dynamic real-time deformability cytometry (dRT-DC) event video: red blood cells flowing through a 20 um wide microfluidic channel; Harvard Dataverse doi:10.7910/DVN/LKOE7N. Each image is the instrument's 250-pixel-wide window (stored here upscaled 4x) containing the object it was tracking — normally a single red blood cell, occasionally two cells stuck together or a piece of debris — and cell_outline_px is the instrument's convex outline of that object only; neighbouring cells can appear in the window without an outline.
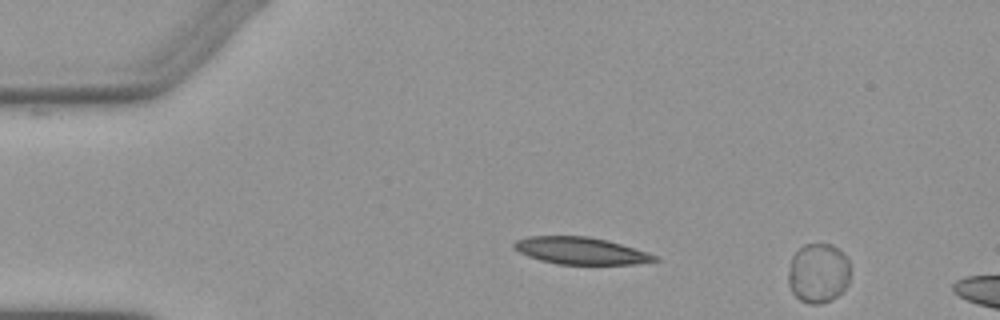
{"species": "Egyptian fruit bat (a non-hibernating species)", "species_latin": "Rousettus aegyptiacus", "temperature_condition": "warm", "stored_images_in_passage": 4, "segment_of_instrument_passage": [2, 2], "camera_frame_rate_fps": 3000, "um_per_image_px": 0.085, "animal": {"sex": "female"}, "frame": {"image": 1, "passage_image": 4, "time_ms": 3.333, "image_size_px": [1000, 320], "cell_outline_px": [[848, 284], [832, 300], [820, 304], [808, 304], [800, 300], [792, 292], [788, 284], [788, 272], [792, 256], [804, 244], [832, 244], [848, 260]], "centroid_in_image_um": [69.51, 23.23], "position_along_channel_um": 15.5, "area_um2": 21.39}}